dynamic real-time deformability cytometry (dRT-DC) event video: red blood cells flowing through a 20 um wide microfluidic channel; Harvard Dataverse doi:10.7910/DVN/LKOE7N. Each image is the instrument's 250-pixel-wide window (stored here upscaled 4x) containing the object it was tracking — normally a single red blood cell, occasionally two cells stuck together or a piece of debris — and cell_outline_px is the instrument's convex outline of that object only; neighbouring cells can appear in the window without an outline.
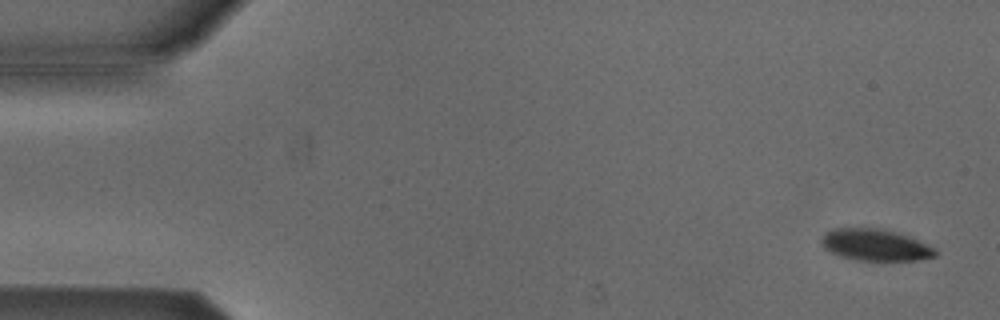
{"species": "Egyptian fruit bat (a non-hibernating species)", "species_latin": "Rousettus aegyptiacus", "temperature_condition": "cold", "stored_images_in_passage": 6, "camera_frame_rate_fps": 3000, "um_per_image_px": 0.085, "animal": {"sex": "male"}, "frame": {"image": 1, "passage_image": 1, "time_ms": 0.0, "image_size_px": [1000, 320], "cell_outline_px": [[940, 252], [936, 256], [920, 260], [856, 260], [832, 252], [824, 248], [820, 240], [824, 232], [836, 228], [884, 228], [908, 236], [936, 248]], "centroid_in_image_um": [74.44, 20.81], "position_along_channel_um": 10.6, "area_um2": 21.04}}
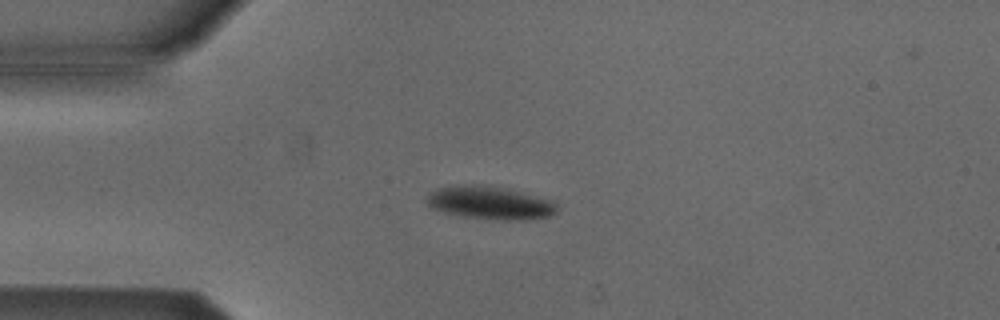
{"frame": {"image": 2, "passage_image": 4, "time_ms": 3.667, "image_size_px": [1000, 320], "cell_outline_px": [[556, 212], [548, 216], [524, 220], [504, 220], [460, 216], [444, 212], [432, 208], [428, 204], [428, 196], [432, 192], [448, 184], [488, 184], [552, 200], [556, 204]], "centroid_in_image_um": [41.62, 17.22], "position_along_channel_um": 43.4, "area_um2": 25.03}}
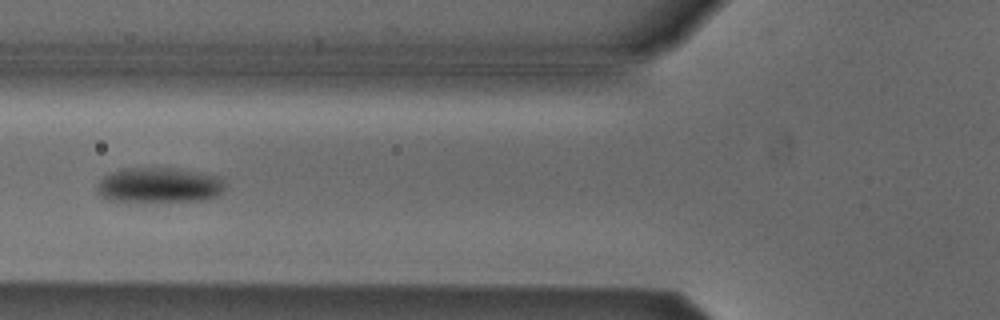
{"frame": {"image": 3, "passage_image": 6, "time_ms": 6.0, "image_size_px": [1000, 320], "cell_outline_px": [[224, 188], [216, 196], [204, 200], [108, 200], [100, 196], [100, 180], [104, 176], [120, 168], [172, 168], [200, 172], [220, 176], [224, 184]], "centroid_in_image_um": [13.56, 15.71], "position_along_channel_um": 112.2, "area_um2": 25.55}}